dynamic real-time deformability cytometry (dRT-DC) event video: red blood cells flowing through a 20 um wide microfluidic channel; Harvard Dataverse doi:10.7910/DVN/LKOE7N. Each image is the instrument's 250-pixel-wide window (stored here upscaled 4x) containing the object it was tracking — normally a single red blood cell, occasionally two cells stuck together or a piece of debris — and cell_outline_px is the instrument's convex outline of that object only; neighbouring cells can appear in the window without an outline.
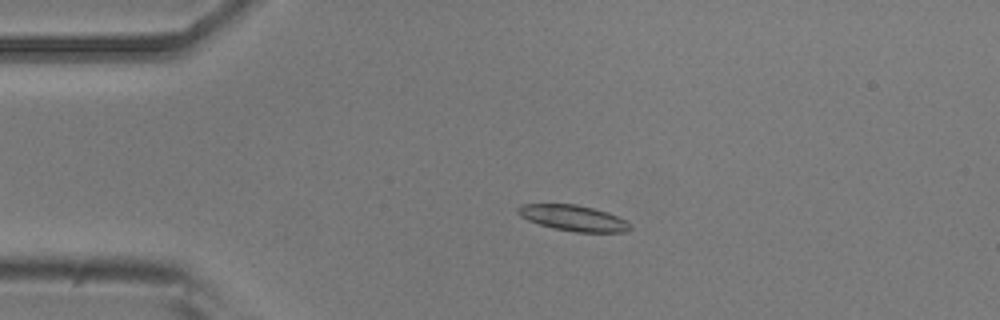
{"species": "common noctule bat (a hibernating species)", "species_latin": "Nyctalus noctula", "temperature_condition": "room temperature", "stored_images_in_passage": 52, "camera_frame_rate_fps": 3000, "um_per_image_px": 0.085, "animal": {"sex": "male", "body_mass_g": 20.5, "forearm_length_mm": 52.5}, "frame": {"image": 1, "passage_image": 12, "time_ms": 3.667, "image_size_px": [1000, 320], "cell_outline_px": [[632, 228], [628, 232], [576, 232], [552, 228], [528, 220], [520, 216], [516, 212], [516, 208], [520, 204], [576, 204], [608, 212], [628, 220], [632, 224]], "centroid_in_image_um": [48.77, 18.53], "position_along_channel_um": 36.2, "area_um2": 17.11}}
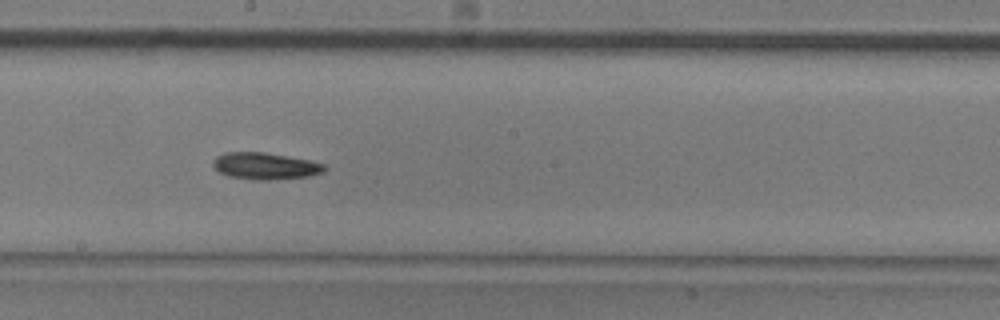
{"frame": {"image": 2, "passage_image": 29, "time_ms": 9.333, "image_size_px": [1000, 320], "cell_outline_px": [[328, 168], [324, 172], [308, 176], [272, 180], [252, 180], [228, 176], [220, 172], [212, 164], [212, 160], [216, 156], [224, 152], [264, 152], [308, 160], [324, 164]], "centroid_in_image_um": [22.53, 14.11], "position_along_channel_um": 225.7, "area_um2": 17.46}}
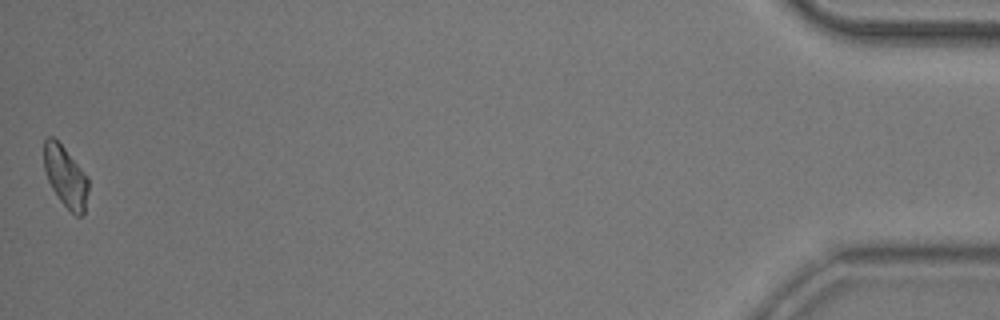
{"frame": {"image": 3, "passage_image": 52, "time_ms": 17.0, "image_size_px": [1000, 320], "cell_outline_px": [[88, 192], [84, 216], [76, 216], [60, 200], [52, 188], [48, 180], [44, 168], [44, 140], [48, 136], [52, 136], [64, 148], [88, 176]], "centroid_in_image_um": [5.59, 15.03], "position_along_channel_um": 429.6, "area_um2": 15.66}, "authors_computed_cell_mechanics": {"area_um2": 16.7331, "velocity_mm_per_s": 3.9287, "shape_relaxation_time_tau1_ms": 3.2602, "shape_relaxation_time_tau2_ms": 10.7143, "deformation_change_tau1": 0.1241, "deformation_change_tau2": 0.2076}}